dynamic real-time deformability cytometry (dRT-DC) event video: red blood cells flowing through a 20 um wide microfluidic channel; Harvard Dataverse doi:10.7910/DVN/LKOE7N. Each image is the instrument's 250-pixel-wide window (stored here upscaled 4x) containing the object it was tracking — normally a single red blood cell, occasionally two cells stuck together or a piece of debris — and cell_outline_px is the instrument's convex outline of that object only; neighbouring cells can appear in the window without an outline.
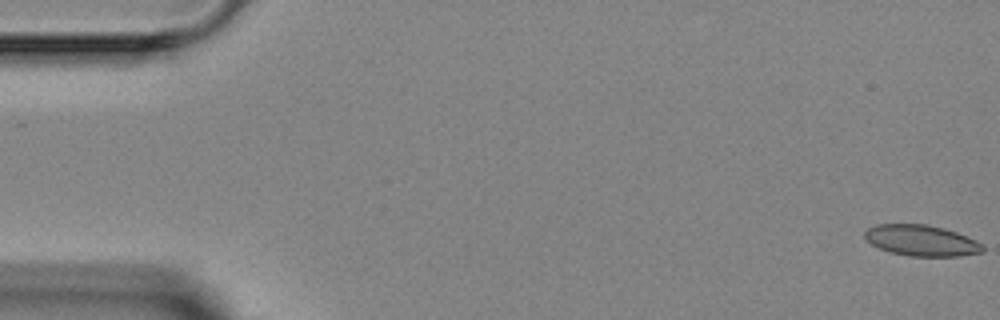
{"species": "Egyptian fruit bat (a non-hibernating species)", "species_latin": "Rousettus aegyptiacus", "temperature_condition": "room temperature", "stored_images_in_passage": 5, "camera_frame_rate_fps": 3000, "um_per_image_px": 0.085, "animal": {"sex": "female"}, "frame": {"image": 1, "passage_image": 1, "time_ms": 0.0, "image_size_px": [1000, 320], "cell_outline_px": [[984, 252], [960, 256], [908, 256], [892, 252], [880, 248], [872, 244], [864, 236], [864, 232], [868, 228], [876, 224], [928, 224], [944, 228], [956, 232], [976, 240], [984, 244]], "centroid_in_image_um": [78.36, 20.44], "position_along_channel_um": 6.6, "area_um2": 21.33}}
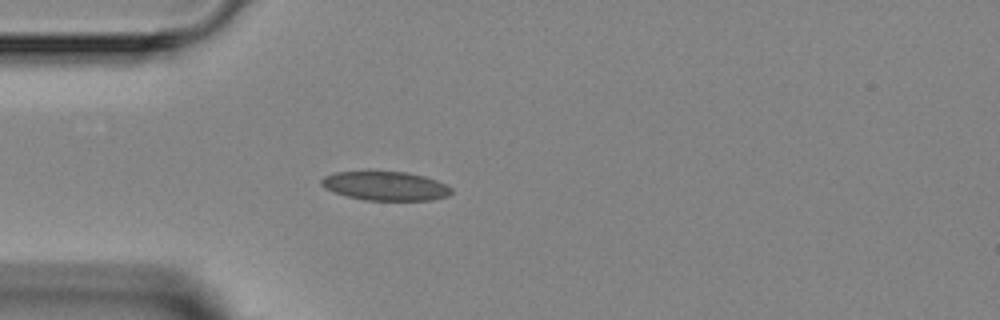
{"frame": {"image": 2, "passage_image": 5, "time_ms": 4.333, "image_size_px": [1000, 320], "cell_outline_px": [[452, 192], [448, 196], [432, 200], [364, 200], [332, 192], [324, 188], [320, 184], [320, 180], [324, 176], [336, 172], [404, 172], [424, 176], [436, 180], [452, 188]], "centroid_in_image_um": [32.74, 15.81], "position_along_channel_um": 52.3, "area_um2": 21.85}}